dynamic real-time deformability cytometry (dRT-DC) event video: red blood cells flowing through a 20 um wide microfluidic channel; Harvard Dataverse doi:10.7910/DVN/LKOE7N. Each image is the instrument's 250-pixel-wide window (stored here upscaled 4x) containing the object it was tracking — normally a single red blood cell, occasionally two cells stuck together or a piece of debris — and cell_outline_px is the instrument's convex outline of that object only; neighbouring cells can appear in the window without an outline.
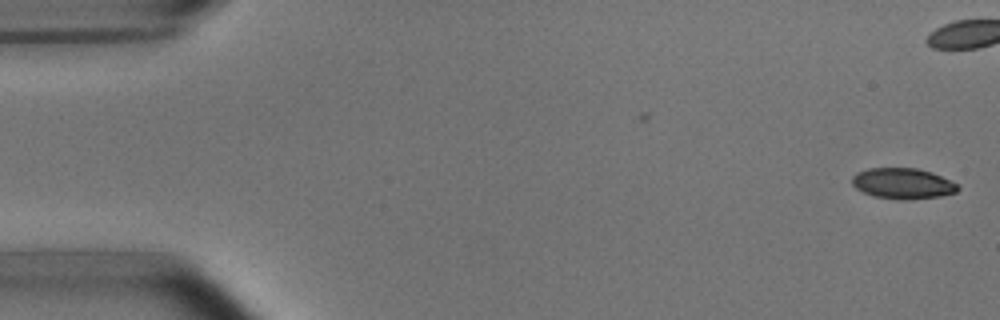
{"species": "common noctule bat (a hibernating species)", "species_latin": "Nyctalus noctula", "temperature_condition": "room temperature", "stored_images_in_passage": 5, "camera_frame_rate_fps": 3000, "um_per_image_px": 0.085, "animal": {"sex": "male", "body_mass_g": 15.6}, "frame": {"image": 1, "passage_image": 1, "time_ms": 0.0, "image_size_px": [1000, 320], "cell_outline_px": [[960, 188], [956, 192], [940, 196], [904, 200], [900, 200], [872, 196], [856, 188], [852, 184], [852, 176], [856, 172], [868, 168], [916, 168], [932, 172], [956, 184]], "centroid_in_image_um": [76.7, 15.59], "position_along_channel_um": 8.3, "area_um2": 18.9}}